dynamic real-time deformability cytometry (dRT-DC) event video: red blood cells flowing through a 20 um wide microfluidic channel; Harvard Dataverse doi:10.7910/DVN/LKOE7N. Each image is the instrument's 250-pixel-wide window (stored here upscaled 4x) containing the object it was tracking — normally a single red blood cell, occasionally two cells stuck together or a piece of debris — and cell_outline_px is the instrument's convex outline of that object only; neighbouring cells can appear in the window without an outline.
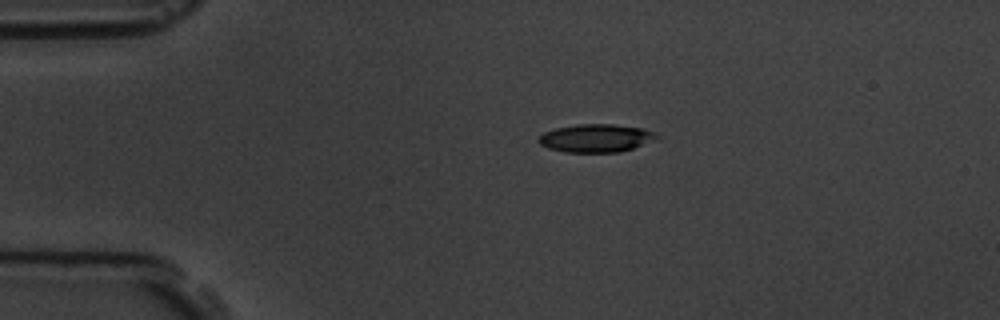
{"species": "common noctule bat (a hibernating species)", "species_latin": "Nyctalus noctula", "temperature_condition": "room temperature", "stored_images_in_passage": 6, "camera_frame_rate_fps": 3000, "um_per_image_px": 0.085, "animal": {"sex": "male", "body_mass_g": 19.5, "forearm_length_mm": 54.6}, "frame": {"image": 1, "passage_image": 1, "time_ms": 0.0, "image_size_px": [1000, 320], "cell_outline_px": [[660, 136], [632, 148], [620, 152], [564, 152], [548, 148], [540, 144], [536, 140], [544, 132], [556, 128], [576, 124], [612, 124], [644, 128], [656, 132]], "centroid_in_image_um": [50.62, 11.73], "position_along_channel_um": 34.4, "area_um2": 19.25}}
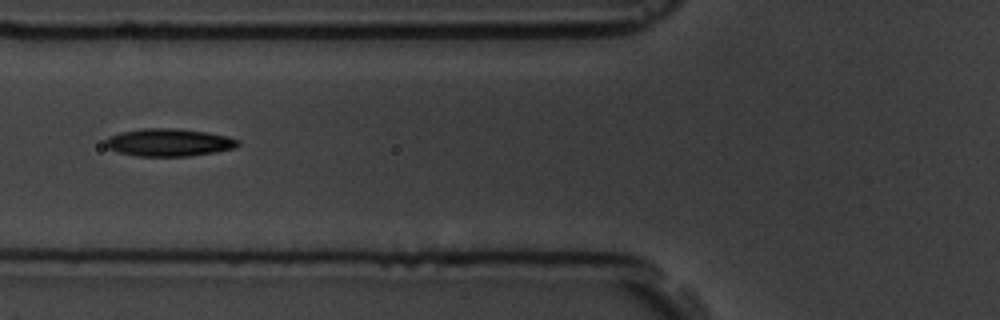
{"frame": {"image": 2, "passage_image": 4, "time_ms": 3.333, "image_size_px": [1000, 320], "cell_outline_px": [[240, 144], [232, 148], [212, 152], [188, 156], [140, 156], [116, 152], [108, 148], [104, 144], [104, 140], [108, 136], [120, 132], [144, 128], [176, 128], [208, 132], [228, 136], [240, 140]], "centroid_in_image_um": [14.31, 12.09], "position_along_channel_um": 111.5, "area_um2": 21.39}}
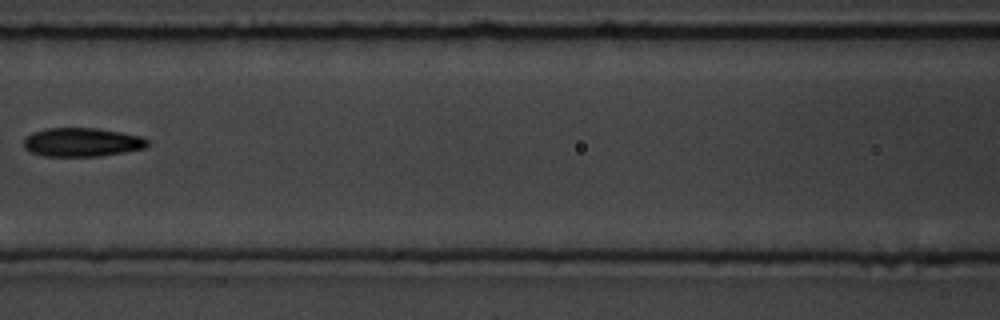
{"frame": {"image": 3, "passage_image": 5, "time_ms": 4.667, "image_size_px": [1000, 320], "cell_outline_px": [[148, 144], [144, 148], [124, 152], [100, 156], [44, 156], [32, 152], [24, 148], [24, 140], [32, 132], [48, 128], [96, 128], [120, 132], [140, 136], [148, 140]], "centroid_in_image_um": [6.96, 12.09], "position_along_channel_um": 159.6, "area_um2": 20.58}}